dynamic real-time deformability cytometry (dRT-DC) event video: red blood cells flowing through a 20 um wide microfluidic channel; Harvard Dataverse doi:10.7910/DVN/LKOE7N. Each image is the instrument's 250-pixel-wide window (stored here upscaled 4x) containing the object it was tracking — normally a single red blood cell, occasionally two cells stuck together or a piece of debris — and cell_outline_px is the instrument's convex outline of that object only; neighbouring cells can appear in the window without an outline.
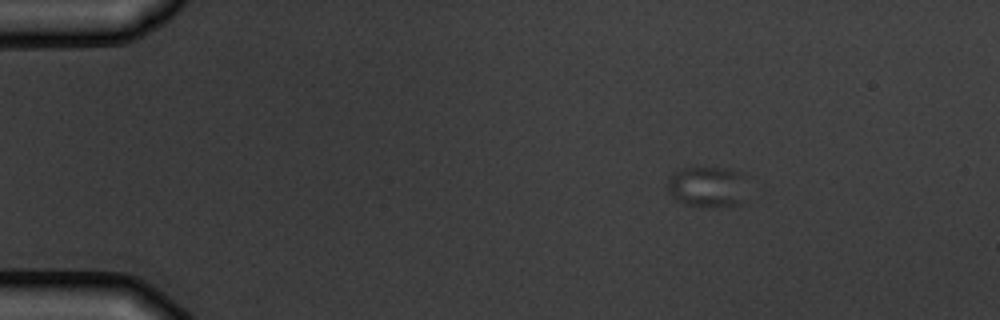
{"species": "common noctule bat (a hibernating species)", "species_latin": "Nyctalus noctula", "temperature_condition": "warm", "stored_images_in_passage": 4, "camera_frame_rate_fps": 3000, "um_per_image_px": 0.085, "animal": {"sex": "male", "body_mass_g": 19.5, "forearm_length_mm": 54.6}, "frame": {"image": 1, "passage_image": 1, "time_ms": 0.0, "image_size_px": [1000, 320], "cell_outline_px": [[744, 176], [740, 204], [712, 208], [684, 204], [676, 200], [668, 192], [668, 180], [680, 168], [724, 168], [740, 172]], "centroid_in_image_um": [60.07, 15.89], "position_along_channel_um": 24.9, "area_um2": 18.67}}
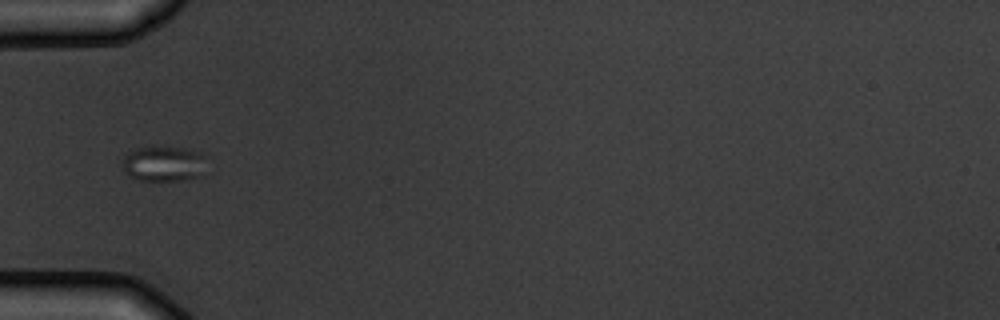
{"frame": {"image": 2, "passage_image": 4, "time_ms": 3.333, "image_size_px": [1000, 320], "cell_outline_px": [[204, 176], [184, 180], [140, 180], [124, 172], [124, 156], [128, 152], [136, 148], [148, 144], [152, 144], [188, 148], [200, 152], [204, 156]], "centroid_in_image_um": [13.94, 13.87], "position_along_channel_um": 71.1, "area_um2": 17.92}}